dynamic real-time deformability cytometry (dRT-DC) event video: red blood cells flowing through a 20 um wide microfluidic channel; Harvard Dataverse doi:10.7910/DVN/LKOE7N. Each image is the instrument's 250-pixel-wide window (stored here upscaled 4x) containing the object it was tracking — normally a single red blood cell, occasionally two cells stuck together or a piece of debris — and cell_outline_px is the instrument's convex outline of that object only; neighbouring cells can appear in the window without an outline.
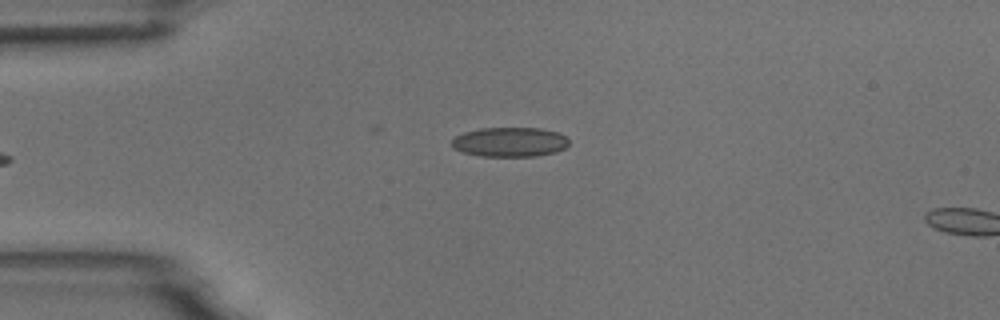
{"species": "common noctule bat (a hibernating species)", "species_latin": "Nyctalus noctula", "temperature_condition": "room temperature", "stored_images_in_passage": 5, "camera_frame_rate_fps": 3000, "um_per_image_px": 0.085, "animal": {"sex": "male", "body_mass_g": 18.8}, "frame": {"image": 1, "passage_image": 5, "time_ms": 5.333, "image_size_px": [1000, 320], "cell_outline_px": [[568, 144], [564, 148], [556, 152], [536, 156], [480, 156], [464, 152], [452, 148], [452, 140], [456, 136], [464, 132], [480, 128], [540, 128], [556, 132], [564, 136], [568, 140]], "centroid_in_image_um": [43.31, 12.07], "position_along_channel_um": 41.7, "area_um2": 20.06}}